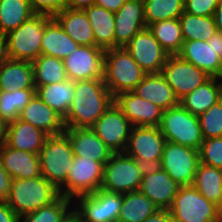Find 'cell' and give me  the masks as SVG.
<instances>
[{
  "instance_id": "obj_28",
  "label": "cell",
  "mask_w": 222,
  "mask_h": 222,
  "mask_svg": "<svg viewBox=\"0 0 222 222\" xmlns=\"http://www.w3.org/2000/svg\"><path fill=\"white\" fill-rule=\"evenodd\" d=\"M54 18L77 44L95 46L93 29L84 10L65 8L58 12Z\"/></svg>"
},
{
  "instance_id": "obj_45",
  "label": "cell",
  "mask_w": 222,
  "mask_h": 222,
  "mask_svg": "<svg viewBox=\"0 0 222 222\" xmlns=\"http://www.w3.org/2000/svg\"><path fill=\"white\" fill-rule=\"evenodd\" d=\"M13 178L5 170L0 157V200L6 201L12 187Z\"/></svg>"
},
{
  "instance_id": "obj_23",
  "label": "cell",
  "mask_w": 222,
  "mask_h": 222,
  "mask_svg": "<svg viewBox=\"0 0 222 222\" xmlns=\"http://www.w3.org/2000/svg\"><path fill=\"white\" fill-rule=\"evenodd\" d=\"M47 134L30 123L16 119L7 124L4 143L11 148L39 154L44 146Z\"/></svg>"
},
{
  "instance_id": "obj_31",
  "label": "cell",
  "mask_w": 222,
  "mask_h": 222,
  "mask_svg": "<svg viewBox=\"0 0 222 222\" xmlns=\"http://www.w3.org/2000/svg\"><path fill=\"white\" fill-rule=\"evenodd\" d=\"M36 95L51 109L55 110L63 118L74 99L75 82L66 79L60 83L35 87Z\"/></svg>"
},
{
  "instance_id": "obj_39",
  "label": "cell",
  "mask_w": 222,
  "mask_h": 222,
  "mask_svg": "<svg viewBox=\"0 0 222 222\" xmlns=\"http://www.w3.org/2000/svg\"><path fill=\"white\" fill-rule=\"evenodd\" d=\"M147 27L155 22L179 18L184 12V0H143Z\"/></svg>"
},
{
  "instance_id": "obj_48",
  "label": "cell",
  "mask_w": 222,
  "mask_h": 222,
  "mask_svg": "<svg viewBox=\"0 0 222 222\" xmlns=\"http://www.w3.org/2000/svg\"><path fill=\"white\" fill-rule=\"evenodd\" d=\"M142 222H175L168 209H159Z\"/></svg>"
},
{
  "instance_id": "obj_52",
  "label": "cell",
  "mask_w": 222,
  "mask_h": 222,
  "mask_svg": "<svg viewBox=\"0 0 222 222\" xmlns=\"http://www.w3.org/2000/svg\"><path fill=\"white\" fill-rule=\"evenodd\" d=\"M72 207L74 208L73 210ZM72 207L65 213L60 222H83L80 213L75 210V206L73 205Z\"/></svg>"
},
{
  "instance_id": "obj_38",
  "label": "cell",
  "mask_w": 222,
  "mask_h": 222,
  "mask_svg": "<svg viewBox=\"0 0 222 222\" xmlns=\"http://www.w3.org/2000/svg\"><path fill=\"white\" fill-rule=\"evenodd\" d=\"M36 95L35 89H17L15 91H0V116L8 124L15 121L19 112Z\"/></svg>"
},
{
  "instance_id": "obj_35",
  "label": "cell",
  "mask_w": 222,
  "mask_h": 222,
  "mask_svg": "<svg viewBox=\"0 0 222 222\" xmlns=\"http://www.w3.org/2000/svg\"><path fill=\"white\" fill-rule=\"evenodd\" d=\"M148 28L169 55H177L181 51L184 39L179 18L155 22Z\"/></svg>"
},
{
  "instance_id": "obj_49",
  "label": "cell",
  "mask_w": 222,
  "mask_h": 222,
  "mask_svg": "<svg viewBox=\"0 0 222 222\" xmlns=\"http://www.w3.org/2000/svg\"><path fill=\"white\" fill-rule=\"evenodd\" d=\"M125 1L126 0H96L95 5L115 13L120 9Z\"/></svg>"
},
{
  "instance_id": "obj_20",
  "label": "cell",
  "mask_w": 222,
  "mask_h": 222,
  "mask_svg": "<svg viewBox=\"0 0 222 222\" xmlns=\"http://www.w3.org/2000/svg\"><path fill=\"white\" fill-rule=\"evenodd\" d=\"M18 119L30 123L48 136L61 134L65 130L63 117L37 95L19 112Z\"/></svg>"
},
{
  "instance_id": "obj_33",
  "label": "cell",
  "mask_w": 222,
  "mask_h": 222,
  "mask_svg": "<svg viewBox=\"0 0 222 222\" xmlns=\"http://www.w3.org/2000/svg\"><path fill=\"white\" fill-rule=\"evenodd\" d=\"M194 188L218 207L222 204V169L199 163Z\"/></svg>"
},
{
  "instance_id": "obj_37",
  "label": "cell",
  "mask_w": 222,
  "mask_h": 222,
  "mask_svg": "<svg viewBox=\"0 0 222 222\" xmlns=\"http://www.w3.org/2000/svg\"><path fill=\"white\" fill-rule=\"evenodd\" d=\"M179 21L184 41H207L217 32L214 16H197L183 12Z\"/></svg>"
},
{
  "instance_id": "obj_54",
  "label": "cell",
  "mask_w": 222,
  "mask_h": 222,
  "mask_svg": "<svg viewBox=\"0 0 222 222\" xmlns=\"http://www.w3.org/2000/svg\"><path fill=\"white\" fill-rule=\"evenodd\" d=\"M7 123L0 116V145L5 141Z\"/></svg>"
},
{
  "instance_id": "obj_16",
  "label": "cell",
  "mask_w": 222,
  "mask_h": 222,
  "mask_svg": "<svg viewBox=\"0 0 222 222\" xmlns=\"http://www.w3.org/2000/svg\"><path fill=\"white\" fill-rule=\"evenodd\" d=\"M165 143L159 126H132L124 152L132 158L161 160Z\"/></svg>"
},
{
  "instance_id": "obj_36",
  "label": "cell",
  "mask_w": 222,
  "mask_h": 222,
  "mask_svg": "<svg viewBox=\"0 0 222 222\" xmlns=\"http://www.w3.org/2000/svg\"><path fill=\"white\" fill-rule=\"evenodd\" d=\"M32 65L35 87L60 83L68 79L62 59L41 54Z\"/></svg>"
},
{
  "instance_id": "obj_10",
  "label": "cell",
  "mask_w": 222,
  "mask_h": 222,
  "mask_svg": "<svg viewBox=\"0 0 222 222\" xmlns=\"http://www.w3.org/2000/svg\"><path fill=\"white\" fill-rule=\"evenodd\" d=\"M199 163V150L166 141L162 169L180 186L193 185Z\"/></svg>"
},
{
  "instance_id": "obj_47",
  "label": "cell",
  "mask_w": 222,
  "mask_h": 222,
  "mask_svg": "<svg viewBox=\"0 0 222 222\" xmlns=\"http://www.w3.org/2000/svg\"><path fill=\"white\" fill-rule=\"evenodd\" d=\"M0 222H20L17 214L3 200H0Z\"/></svg>"
},
{
  "instance_id": "obj_34",
  "label": "cell",
  "mask_w": 222,
  "mask_h": 222,
  "mask_svg": "<svg viewBox=\"0 0 222 222\" xmlns=\"http://www.w3.org/2000/svg\"><path fill=\"white\" fill-rule=\"evenodd\" d=\"M33 15L28 0H0V37L16 30Z\"/></svg>"
},
{
  "instance_id": "obj_32",
  "label": "cell",
  "mask_w": 222,
  "mask_h": 222,
  "mask_svg": "<svg viewBox=\"0 0 222 222\" xmlns=\"http://www.w3.org/2000/svg\"><path fill=\"white\" fill-rule=\"evenodd\" d=\"M159 208L139 190L122 194V205L117 222H142Z\"/></svg>"
},
{
  "instance_id": "obj_25",
  "label": "cell",
  "mask_w": 222,
  "mask_h": 222,
  "mask_svg": "<svg viewBox=\"0 0 222 222\" xmlns=\"http://www.w3.org/2000/svg\"><path fill=\"white\" fill-rule=\"evenodd\" d=\"M133 92L159 106L162 110L179 104V99L161 73L145 74Z\"/></svg>"
},
{
  "instance_id": "obj_27",
  "label": "cell",
  "mask_w": 222,
  "mask_h": 222,
  "mask_svg": "<svg viewBox=\"0 0 222 222\" xmlns=\"http://www.w3.org/2000/svg\"><path fill=\"white\" fill-rule=\"evenodd\" d=\"M17 89H35L32 62L6 57L0 65V91Z\"/></svg>"
},
{
  "instance_id": "obj_14",
  "label": "cell",
  "mask_w": 222,
  "mask_h": 222,
  "mask_svg": "<svg viewBox=\"0 0 222 222\" xmlns=\"http://www.w3.org/2000/svg\"><path fill=\"white\" fill-rule=\"evenodd\" d=\"M105 50L97 46L80 45L63 59L65 72L72 81L103 79Z\"/></svg>"
},
{
  "instance_id": "obj_26",
  "label": "cell",
  "mask_w": 222,
  "mask_h": 222,
  "mask_svg": "<svg viewBox=\"0 0 222 222\" xmlns=\"http://www.w3.org/2000/svg\"><path fill=\"white\" fill-rule=\"evenodd\" d=\"M80 45L73 41L58 21L45 15V29L41 40V54L64 59L78 49Z\"/></svg>"
},
{
  "instance_id": "obj_24",
  "label": "cell",
  "mask_w": 222,
  "mask_h": 222,
  "mask_svg": "<svg viewBox=\"0 0 222 222\" xmlns=\"http://www.w3.org/2000/svg\"><path fill=\"white\" fill-rule=\"evenodd\" d=\"M0 157L5 170L13 179H29L41 176L38 154L20 151L0 145Z\"/></svg>"
},
{
  "instance_id": "obj_41",
  "label": "cell",
  "mask_w": 222,
  "mask_h": 222,
  "mask_svg": "<svg viewBox=\"0 0 222 222\" xmlns=\"http://www.w3.org/2000/svg\"><path fill=\"white\" fill-rule=\"evenodd\" d=\"M198 120L204 139L222 137V102H216Z\"/></svg>"
},
{
  "instance_id": "obj_5",
  "label": "cell",
  "mask_w": 222,
  "mask_h": 222,
  "mask_svg": "<svg viewBox=\"0 0 222 222\" xmlns=\"http://www.w3.org/2000/svg\"><path fill=\"white\" fill-rule=\"evenodd\" d=\"M45 15L35 14L16 30L5 35V55L13 60L33 62L41 55Z\"/></svg>"
},
{
  "instance_id": "obj_55",
  "label": "cell",
  "mask_w": 222,
  "mask_h": 222,
  "mask_svg": "<svg viewBox=\"0 0 222 222\" xmlns=\"http://www.w3.org/2000/svg\"><path fill=\"white\" fill-rule=\"evenodd\" d=\"M6 58L5 55V44H4V38L0 37V65L3 62V60Z\"/></svg>"
},
{
  "instance_id": "obj_44",
  "label": "cell",
  "mask_w": 222,
  "mask_h": 222,
  "mask_svg": "<svg viewBox=\"0 0 222 222\" xmlns=\"http://www.w3.org/2000/svg\"><path fill=\"white\" fill-rule=\"evenodd\" d=\"M218 0H184V12L197 16H214Z\"/></svg>"
},
{
  "instance_id": "obj_42",
  "label": "cell",
  "mask_w": 222,
  "mask_h": 222,
  "mask_svg": "<svg viewBox=\"0 0 222 222\" xmlns=\"http://www.w3.org/2000/svg\"><path fill=\"white\" fill-rule=\"evenodd\" d=\"M199 158L204 165L222 169V137L204 139Z\"/></svg>"
},
{
  "instance_id": "obj_1",
  "label": "cell",
  "mask_w": 222,
  "mask_h": 222,
  "mask_svg": "<svg viewBox=\"0 0 222 222\" xmlns=\"http://www.w3.org/2000/svg\"><path fill=\"white\" fill-rule=\"evenodd\" d=\"M113 102L103 79L75 81L74 99L63 118L65 127L91 128Z\"/></svg>"
},
{
  "instance_id": "obj_29",
  "label": "cell",
  "mask_w": 222,
  "mask_h": 222,
  "mask_svg": "<svg viewBox=\"0 0 222 222\" xmlns=\"http://www.w3.org/2000/svg\"><path fill=\"white\" fill-rule=\"evenodd\" d=\"M221 79L210 77L194 91L186 94L179 103L191 114L200 116L220 100Z\"/></svg>"
},
{
  "instance_id": "obj_21",
  "label": "cell",
  "mask_w": 222,
  "mask_h": 222,
  "mask_svg": "<svg viewBox=\"0 0 222 222\" xmlns=\"http://www.w3.org/2000/svg\"><path fill=\"white\" fill-rule=\"evenodd\" d=\"M177 55L203 70L208 76L221 78L222 59L213 49L212 44H208L207 41H184L181 51Z\"/></svg>"
},
{
  "instance_id": "obj_22",
  "label": "cell",
  "mask_w": 222,
  "mask_h": 222,
  "mask_svg": "<svg viewBox=\"0 0 222 222\" xmlns=\"http://www.w3.org/2000/svg\"><path fill=\"white\" fill-rule=\"evenodd\" d=\"M181 186L166 171L144 175L139 191L149 198L159 209H169Z\"/></svg>"
},
{
  "instance_id": "obj_13",
  "label": "cell",
  "mask_w": 222,
  "mask_h": 222,
  "mask_svg": "<svg viewBox=\"0 0 222 222\" xmlns=\"http://www.w3.org/2000/svg\"><path fill=\"white\" fill-rule=\"evenodd\" d=\"M160 73L179 100L210 78L203 70L178 55H169Z\"/></svg>"
},
{
  "instance_id": "obj_40",
  "label": "cell",
  "mask_w": 222,
  "mask_h": 222,
  "mask_svg": "<svg viewBox=\"0 0 222 222\" xmlns=\"http://www.w3.org/2000/svg\"><path fill=\"white\" fill-rule=\"evenodd\" d=\"M71 205L72 199L60 195L51 204L22 216L20 222H60Z\"/></svg>"
},
{
  "instance_id": "obj_50",
  "label": "cell",
  "mask_w": 222,
  "mask_h": 222,
  "mask_svg": "<svg viewBox=\"0 0 222 222\" xmlns=\"http://www.w3.org/2000/svg\"><path fill=\"white\" fill-rule=\"evenodd\" d=\"M96 0H67L66 8L83 10L91 5H95Z\"/></svg>"
},
{
  "instance_id": "obj_46",
  "label": "cell",
  "mask_w": 222,
  "mask_h": 222,
  "mask_svg": "<svg viewBox=\"0 0 222 222\" xmlns=\"http://www.w3.org/2000/svg\"><path fill=\"white\" fill-rule=\"evenodd\" d=\"M141 174L148 175L156 173L162 169L161 160H144L142 158H134Z\"/></svg>"
},
{
  "instance_id": "obj_11",
  "label": "cell",
  "mask_w": 222,
  "mask_h": 222,
  "mask_svg": "<svg viewBox=\"0 0 222 222\" xmlns=\"http://www.w3.org/2000/svg\"><path fill=\"white\" fill-rule=\"evenodd\" d=\"M132 125L123 111L113 102L91 129L113 152H124Z\"/></svg>"
},
{
  "instance_id": "obj_7",
  "label": "cell",
  "mask_w": 222,
  "mask_h": 222,
  "mask_svg": "<svg viewBox=\"0 0 222 222\" xmlns=\"http://www.w3.org/2000/svg\"><path fill=\"white\" fill-rule=\"evenodd\" d=\"M168 210L175 222H220L219 207L193 185L181 186Z\"/></svg>"
},
{
  "instance_id": "obj_3",
  "label": "cell",
  "mask_w": 222,
  "mask_h": 222,
  "mask_svg": "<svg viewBox=\"0 0 222 222\" xmlns=\"http://www.w3.org/2000/svg\"><path fill=\"white\" fill-rule=\"evenodd\" d=\"M59 196V190L41 175L36 178L13 179L6 203L21 218L51 204Z\"/></svg>"
},
{
  "instance_id": "obj_51",
  "label": "cell",
  "mask_w": 222,
  "mask_h": 222,
  "mask_svg": "<svg viewBox=\"0 0 222 222\" xmlns=\"http://www.w3.org/2000/svg\"><path fill=\"white\" fill-rule=\"evenodd\" d=\"M208 44H212L213 49L216 51L218 56L222 59V33L216 32L208 40Z\"/></svg>"
},
{
  "instance_id": "obj_30",
  "label": "cell",
  "mask_w": 222,
  "mask_h": 222,
  "mask_svg": "<svg viewBox=\"0 0 222 222\" xmlns=\"http://www.w3.org/2000/svg\"><path fill=\"white\" fill-rule=\"evenodd\" d=\"M94 33L95 46L108 50L115 48L114 13L97 5L83 9Z\"/></svg>"
},
{
  "instance_id": "obj_19",
  "label": "cell",
  "mask_w": 222,
  "mask_h": 222,
  "mask_svg": "<svg viewBox=\"0 0 222 222\" xmlns=\"http://www.w3.org/2000/svg\"><path fill=\"white\" fill-rule=\"evenodd\" d=\"M64 132L76 157L95 160L104 165L113 153L91 128L65 127Z\"/></svg>"
},
{
  "instance_id": "obj_56",
  "label": "cell",
  "mask_w": 222,
  "mask_h": 222,
  "mask_svg": "<svg viewBox=\"0 0 222 222\" xmlns=\"http://www.w3.org/2000/svg\"><path fill=\"white\" fill-rule=\"evenodd\" d=\"M219 217H220V222H222V204L219 207Z\"/></svg>"
},
{
  "instance_id": "obj_57",
  "label": "cell",
  "mask_w": 222,
  "mask_h": 222,
  "mask_svg": "<svg viewBox=\"0 0 222 222\" xmlns=\"http://www.w3.org/2000/svg\"><path fill=\"white\" fill-rule=\"evenodd\" d=\"M220 101L222 102V80H221V88H220Z\"/></svg>"
},
{
  "instance_id": "obj_53",
  "label": "cell",
  "mask_w": 222,
  "mask_h": 222,
  "mask_svg": "<svg viewBox=\"0 0 222 222\" xmlns=\"http://www.w3.org/2000/svg\"><path fill=\"white\" fill-rule=\"evenodd\" d=\"M215 25L217 32L222 33V0H218V4L214 12Z\"/></svg>"
},
{
  "instance_id": "obj_17",
  "label": "cell",
  "mask_w": 222,
  "mask_h": 222,
  "mask_svg": "<svg viewBox=\"0 0 222 222\" xmlns=\"http://www.w3.org/2000/svg\"><path fill=\"white\" fill-rule=\"evenodd\" d=\"M114 102L132 126H159L161 123L163 110L133 91L119 93Z\"/></svg>"
},
{
  "instance_id": "obj_2",
  "label": "cell",
  "mask_w": 222,
  "mask_h": 222,
  "mask_svg": "<svg viewBox=\"0 0 222 222\" xmlns=\"http://www.w3.org/2000/svg\"><path fill=\"white\" fill-rule=\"evenodd\" d=\"M41 175L67 198V176L74 159L71 143L65 132L47 136L39 152Z\"/></svg>"
},
{
  "instance_id": "obj_9",
  "label": "cell",
  "mask_w": 222,
  "mask_h": 222,
  "mask_svg": "<svg viewBox=\"0 0 222 222\" xmlns=\"http://www.w3.org/2000/svg\"><path fill=\"white\" fill-rule=\"evenodd\" d=\"M75 209L83 222H117L122 205V194L100 188L92 194L74 198ZM79 204V205H78Z\"/></svg>"
},
{
  "instance_id": "obj_8",
  "label": "cell",
  "mask_w": 222,
  "mask_h": 222,
  "mask_svg": "<svg viewBox=\"0 0 222 222\" xmlns=\"http://www.w3.org/2000/svg\"><path fill=\"white\" fill-rule=\"evenodd\" d=\"M143 175L134 158L125 152L112 153L104 164L101 188L110 192L125 194L139 190Z\"/></svg>"
},
{
  "instance_id": "obj_12",
  "label": "cell",
  "mask_w": 222,
  "mask_h": 222,
  "mask_svg": "<svg viewBox=\"0 0 222 222\" xmlns=\"http://www.w3.org/2000/svg\"><path fill=\"white\" fill-rule=\"evenodd\" d=\"M104 165L101 162L74 156L67 176V198L92 194L101 188Z\"/></svg>"
},
{
  "instance_id": "obj_6",
  "label": "cell",
  "mask_w": 222,
  "mask_h": 222,
  "mask_svg": "<svg viewBox=\"0 0 222 222\" xmlns=\"http://www.w3.org/2000/svg\"><path fill=\"white\" fill-rule=\"evenodd\" d=\"M161 133L166 141L199 150L204 141L198 116L191 114L180 103L163 110Z\"/></svg>"
},
{
  "instance_id": "obj_18",
  "label": "cell",
  "mask_w": 222,
  "mask_h": 222,
  "mask_svg": "<svg viewBox=\"0 0 222 222\" xmlns=\"http://www.w3.org/2000/svg\"><path fill=\"white\" fill-rule=\"evenodd\" d=\"M114 40L116 47H125L133 36L146 28L143 0H126L114 13Z\"/></svg>"
},
{
  "instance_id": "obj_43",
  "label": "cell",
  "mask_w": 222,
  "mask_h": 222,
  "mask_svg": "<svg viewBox=\"0 0 222 222\" xmlns=\"http://www.w3.org/2000/svg\"><path fill=\"white\" fill-rule=\"evenodd\" d=\"M35 14H44L54 17L66 8L67 0H28Z\"/></svg>"
},
{
  "instance_id": "obj_4",
  "label": "cell",
  "mask_w": 222,
  "mask_h": 222,
  "mask_svg": "<svg viewBox=\"0 0 222 222\" xmlns=\"http://www.w3.org/2000/svg\"><path fill=\"white\" fill-rule=\"evenodd\" d=\"M145 74L125 47L105 50L103 81L113 97L133 91Z\"/></svg>"
},
{
  "instance_id": "obj_15",
  "label": "cell",
  "mask_w": 222,
  "mask_h": 222,
  "mask_svg": "<svg viewBox=\"0 0 222 222\" xmlns=\"http://www.w3.org/2000/svg\"><path fill=\"white\" fill-rule=\"evenodd\" d=\"M125 48L146 74L160 73L169 56L148 27L136 33Z\"/></svg>"
}]
</instances>
